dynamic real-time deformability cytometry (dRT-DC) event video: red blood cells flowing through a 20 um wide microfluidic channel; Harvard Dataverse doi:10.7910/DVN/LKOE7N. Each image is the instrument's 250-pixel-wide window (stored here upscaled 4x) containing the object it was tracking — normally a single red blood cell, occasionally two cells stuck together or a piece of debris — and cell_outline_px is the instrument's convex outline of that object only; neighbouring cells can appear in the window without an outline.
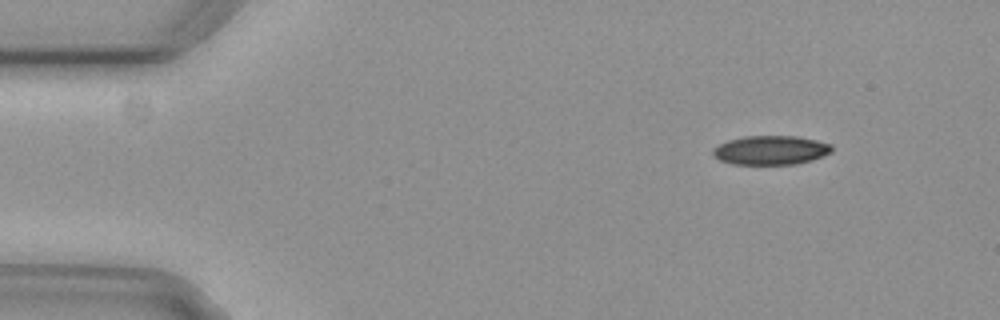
{"species": "common noctule bat (a hibernating species)", "species_latin": "Nyctalus noctula", "temperature_condition": "cold", "stored_images_in_passage": 4, "camera_frame_rate_fps": 3000, "um_per_image_px": 0.085, "animal": {"sex": "female", "body_mass_g": 29.2, "forearm_length_mm": 56.3}, "frame": {"image": 1, "passage_image": 1, "time_ms": 0.0, "image_size_px": [1000, 320], "cell_outline_px": [[832, 152], [796, 164], [732, 164], [720, 160], [712, 156], [712, 148], [728, 140], [744, 136], [796, 136], [816, 140], [832, 144]], "centroid_in_image_um": [65.47, 12.76], "position_along_channel_um": 19.5, "area_um2": 20.06}}